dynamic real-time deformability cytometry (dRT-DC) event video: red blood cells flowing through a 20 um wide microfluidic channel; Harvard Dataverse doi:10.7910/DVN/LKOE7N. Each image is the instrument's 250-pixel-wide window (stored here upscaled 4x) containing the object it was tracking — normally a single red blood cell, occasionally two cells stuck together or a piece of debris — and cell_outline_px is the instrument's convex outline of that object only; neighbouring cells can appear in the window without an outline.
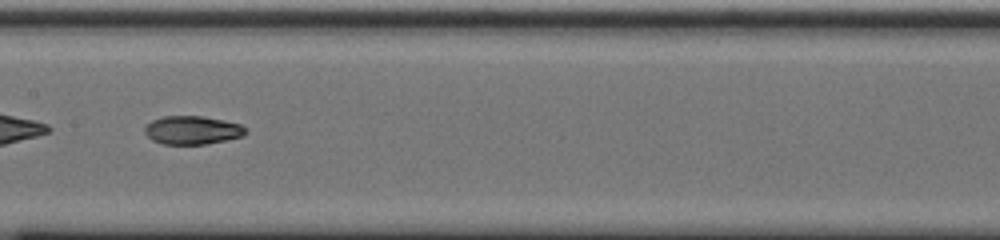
{"species": "common noctule bat (a hibernating species)", "species_latin": "Nyctalus noctula", "temperature_condition": "cold", "stored_images_in_passage": 38, "camera_frame_rate_fps": 3000, "um_per_image_px": 0.085, "animal": {"sex": "male", "body_mass_g": 20.0, "forearm_length_mm": 53.3}, "frame": {"image": 1, "passage_image": 12, "time_ms": 3.667, "image_size_px": [1000, 240], "cell_outline_px": [[248, 132], [244, 136], [204, 144], [160, 144], [152, 140], [144, 132], [144, 128], [152, 120], [164, 116], [200, 116], [224, 120], [240, 124], [248, 128]], "centroid_in_image_um": [16.36, 11.06], "position_along_channel_um": 191.0, "area_um2": 16.76}, "authors_computed_cell_mechanics": {"area_um2": 16.8776, "velocity_mm_per_s": 3.7414, "shape_relaxation_time_tau1_ms": null, "shape_relaxation_time_tau2_ms": 2.8272, "deformation_change_tau1": null, "deformation_change_tau2": 0.0677}}